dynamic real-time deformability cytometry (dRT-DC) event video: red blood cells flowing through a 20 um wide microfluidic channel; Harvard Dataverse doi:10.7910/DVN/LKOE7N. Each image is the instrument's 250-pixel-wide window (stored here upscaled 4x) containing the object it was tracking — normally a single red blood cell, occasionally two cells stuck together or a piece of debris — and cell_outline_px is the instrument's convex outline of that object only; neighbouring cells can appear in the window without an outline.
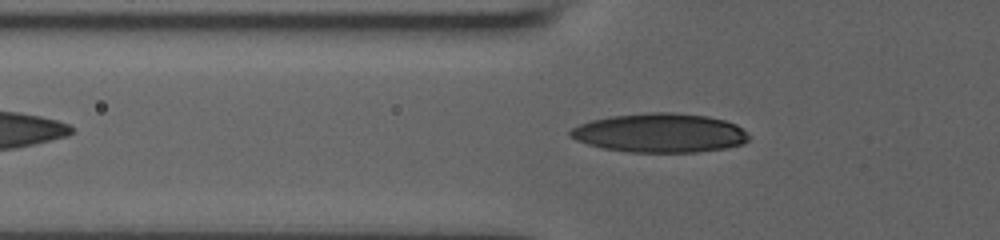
{"species": "human", "species_latin": "Homo sapiens", "temperature_condition": "room temperature", "stored_images_in_passage": 43, "camera_frame_rate_fps": 3000, "um_per_image_px": 0.085, "donor": {"sex": "male"}, "frame": {"image": 1, "passage_image": 13, "time_ms": 7.0, "image_size_px": [1000, 240], "cell_outline_px": [[748, 140], [744, 144], [724, 148], [696, 152], [628, 152], [604, 148], [588, 144], [576, 140], [568, 136], [568, 132], [572, 128], [580, 124], [592, 120], [612, 116], [652, 112], [672, 112], [708, 116], [724, 120], [736, 124], [748, 136]], "centroid_in_image_um": [56.07, 11.3], "position_along_channel_um": 69.7, "area_um2": 40.46}}
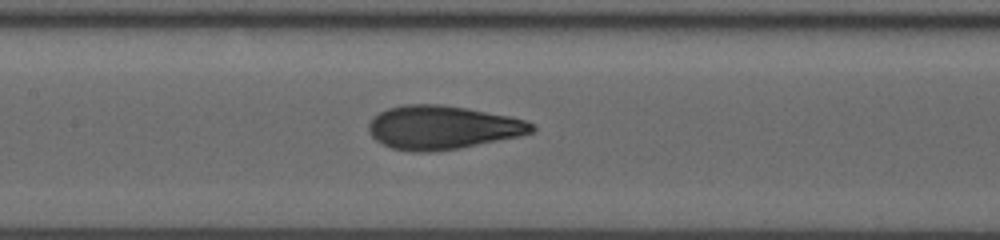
{"frame": {"image": 2, "passage_image": 21, "time_ms": 9.667, "image_size_px": [1000, 240], "cell_outline_px": [[536, 128], [532, 132], [520, 136], [456, 148], [432, 152], [412, 152], [392, 148], [376, 140], [368, 132], [368, 124], [380, 112], [388, 108], [404, 104], [440, 104], [464, 108], [508, 116], [524, 120], [536, 124]], "centroid_in_image_um": [37.59, 10.83], "position_along_channel_um": 169.8, "area_um2": 41.1}}
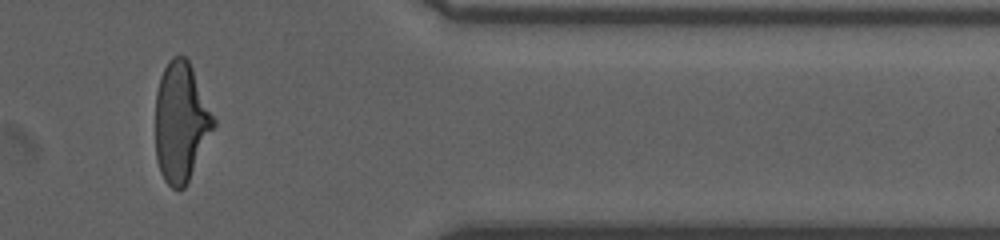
{"frame": {"image": 3, "passage_image": 40, "time_ms": 16.0, "image_size_px": [1000, 240], "cell_outline_px": [[216, 124], [184, 188], [172, 188], [164, 180], [160, 172], [156, 160], [156, 92], [160, 76], [168, 60], [172, 56], [184, 56], [188, 60], [192, 68], [216, 120]], "centroid_in_image_um": [15.37, 10.36], "position_along_channel_um": 396.0, "area_um2": 40.17}, "authors_computed_cell_mechanics": {"area_um2": 40.6912, "velocity_mm_per_s": 3.8537, "shape_relaxation_time_tau1_ms": 4.3724, "shape_relaxation_time_tau2_ms": 0.6229, "deformation_change_tau1": 0.2039, "deformation_change_tau2": 0.0618}}